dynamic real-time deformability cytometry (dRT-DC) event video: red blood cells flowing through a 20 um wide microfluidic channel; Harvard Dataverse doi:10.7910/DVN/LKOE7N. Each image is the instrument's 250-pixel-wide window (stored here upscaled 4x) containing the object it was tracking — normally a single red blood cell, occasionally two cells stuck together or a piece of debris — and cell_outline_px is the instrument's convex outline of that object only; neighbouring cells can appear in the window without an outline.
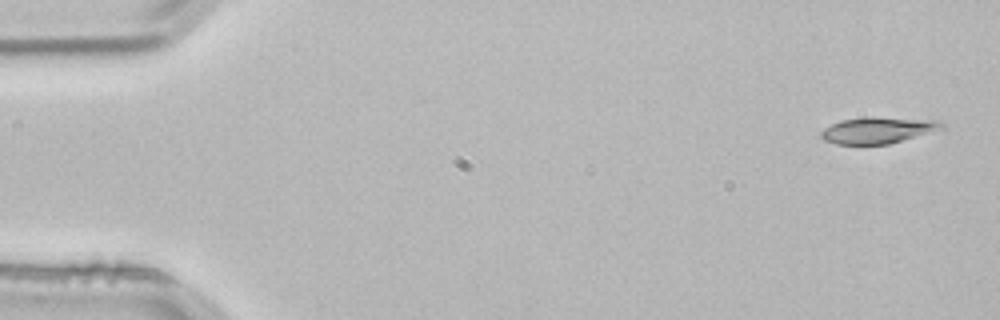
{"species": "common noctule bat (a hibernating species)", "species_latin": "Nyctalus noctula", "temperature_condition": "room temperature", "stored_images_in_passage": 5, "camera_frame_rate_fps": 3000, "um_per_image_px": 0.085, "animal": {"sex": "male", "body_mass_g": 21.5, "forearm_length_mm": 52.0}, "frame": {"image": 1, "passage_image": 5, "time_ms": 1.333, "image_size_px": [1000, 320], "cell_outline_px": [[944, 128], [888, 144], [836, 144], [824, 140], [820, 136], [820, 132], [824, 128], [840, 120], [940, 120], [944, 124]], "centroid_in_image_um": [74.56, 11.13], "position_along_channel_um": 10.4, "area_um2": 17.11}}